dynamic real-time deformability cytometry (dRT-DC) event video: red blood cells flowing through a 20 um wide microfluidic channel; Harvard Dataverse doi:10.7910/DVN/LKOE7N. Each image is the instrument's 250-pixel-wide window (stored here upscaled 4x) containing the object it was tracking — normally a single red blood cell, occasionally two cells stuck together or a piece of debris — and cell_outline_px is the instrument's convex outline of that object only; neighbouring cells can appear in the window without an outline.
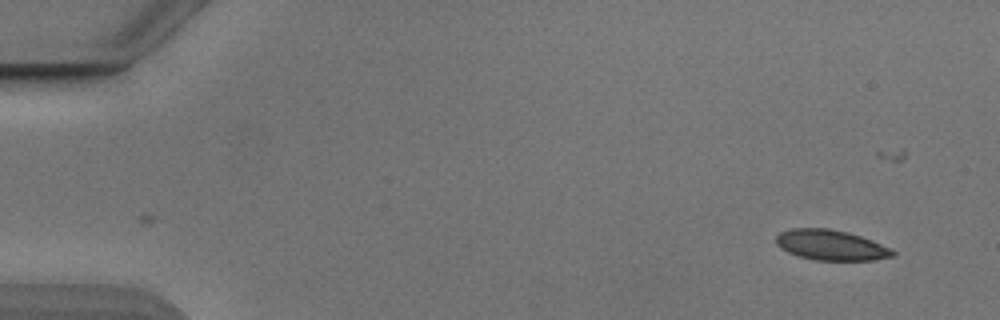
{"species": "Egyptian fruit bat (a non-hibernating species)", "species_latin": "Rousettus aegyptiacus", "temperature_condition": "cold", "stored_images_in_passage": 19, "camera_frame_rate_fps": 3000, "um_per_image_px": 0.085, "animal": {"sex": "male"}, "frame": {"image": 1, "passage_image": 1, "time_ms": 0.0, "image_size_px": [1000, 320], "cell_outline_px": [[896, 252], [892, 256], [872, 260], [816, 260], [800, 256], [788, 252], [780, 248], [776, 244], [776, 236], [780, 232], [792, 228], [828, 228], [848, 232], [872, 240], [892, 248]], "centroid_in_image_um": [70.63, 20.82], "position_along_channel_um": 14.4, "area_um2": 20.58}}
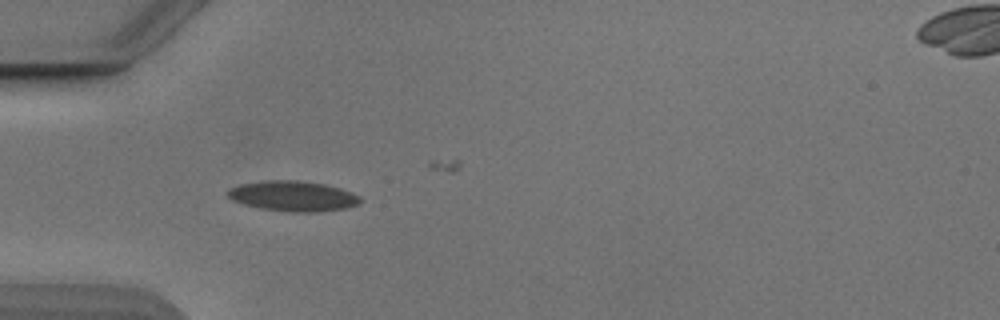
{"frame": {"image": 2, "passage_image": 14, "time_ms": 4.333, "image_size_px": [1000, 320], "cell_outline_px": [[360, 200], [356, 204], [348, 208], [316, 212], [288, 212], [260, 208], [244, 204], [232, 200], [224, 192], [228, 188], [240, 184], [264, 180], [300, 180], [324, 184], [340, 188], [352, 192], [360, 196]], "centroid_in_image_um": [24.86, 16.66], "position_along_channel_um": 60.1, "area_um2": 23.58}}